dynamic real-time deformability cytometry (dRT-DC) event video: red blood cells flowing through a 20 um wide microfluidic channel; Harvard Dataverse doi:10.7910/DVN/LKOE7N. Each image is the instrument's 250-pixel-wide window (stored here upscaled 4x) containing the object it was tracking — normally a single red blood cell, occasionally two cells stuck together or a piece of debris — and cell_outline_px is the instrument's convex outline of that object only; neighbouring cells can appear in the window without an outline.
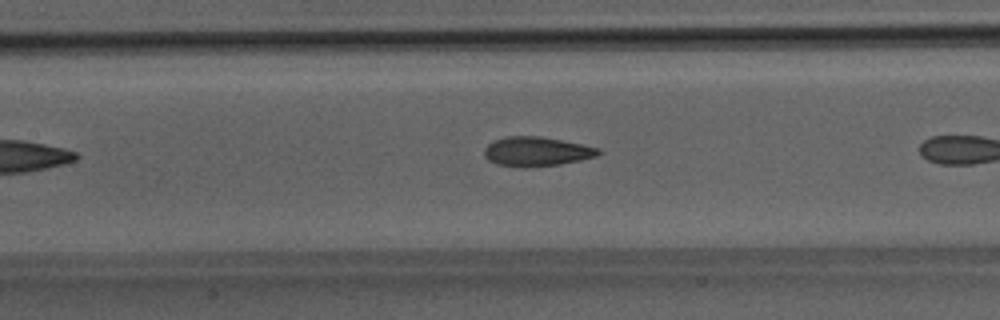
{"species": "Egyptian fruit bat (a non-hibernating species)", "species_latin": "Rousettus aegyptiacus", "temperature_condition": "room temperature", "stored_images_in_passage": 11, "camera_frame_rate_fps": 3000, "um_per_image_px": 0.085, "animal": {"sex": "male"}, "frame": {"image": 1, "passage_image": 10, "time_ms": 3.0, "image_size_px": [1000, 320], "cell_outline_px": [[604, 152], [596, 156], [580, 160], [560, 164], [524, 168], [496, 164], [488, 160], [484, 156], [484, 148], [488, 144], [496, 140], [508, 136], [540, 136], [600, 148]], "centroid_in_image_um": [45.6, 12.89], "position_along_channel_um": 161.8, "area_um2": 19.54}}